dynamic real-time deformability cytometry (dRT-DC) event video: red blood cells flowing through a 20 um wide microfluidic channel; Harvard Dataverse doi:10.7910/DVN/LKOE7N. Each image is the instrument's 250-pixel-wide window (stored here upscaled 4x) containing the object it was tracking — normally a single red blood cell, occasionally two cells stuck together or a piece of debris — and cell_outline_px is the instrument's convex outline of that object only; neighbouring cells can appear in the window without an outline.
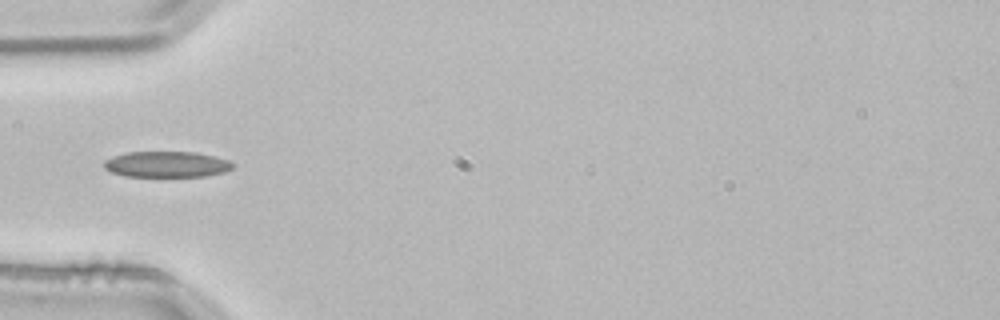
{"species": "common noctule bat (a hibernating species)", "species_latin": "Nyctalus noctula", "temperature_condition": "room temperature", "stored_images_in_passage": 2, "camera_frame_rate_fps": 3000, "um_per_image_px": 0.085, "animal": {"sex": "male", "body_mass_g": 21.5, "forearm_length_mm": 52.0}, "frame": {"image": 1, "passage_image": 2, "time_ms": 0.333, "image_size_px": [1000, 320], "cell_outline_px": [[236, 164], [232, 168], [224, 172], [204, 176], [124, 176], [112, 172], [104, 168], [104, 160], [112, 156], [128, 152], [196, 152], [216, 156], [228, 160]], "centroid_in_image_um": [14.18, 13.96], "position_along_channel_um": 70.8, "area_um2": 19.48}}